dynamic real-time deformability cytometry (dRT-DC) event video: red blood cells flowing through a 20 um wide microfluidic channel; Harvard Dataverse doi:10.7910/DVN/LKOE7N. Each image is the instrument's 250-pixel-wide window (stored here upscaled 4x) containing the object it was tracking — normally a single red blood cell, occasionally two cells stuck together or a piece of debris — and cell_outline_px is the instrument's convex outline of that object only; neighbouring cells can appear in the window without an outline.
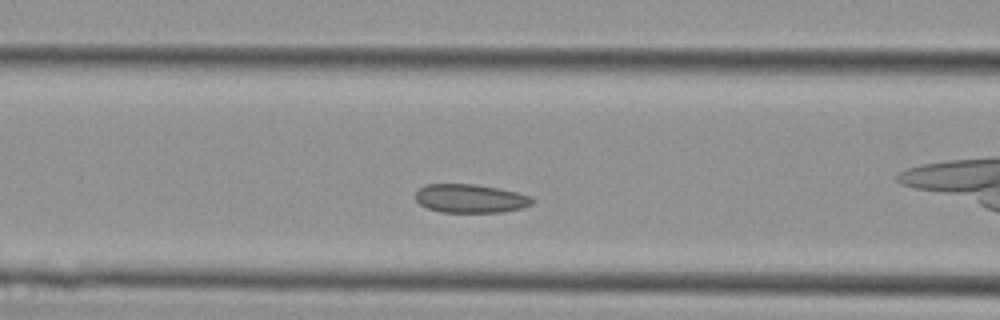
{"species": "Egyptian fruit bat (a non-hibernating species)", "species_latin": "Rousettus aegyptiacus", "temperature_condition": "cold", "stored_images_in_passage": 40, "camera_frame_rate_fps": 3000, "um_per_image_px": 0.085, "animal": {"sex": "female"}, "frame": {"image": 1, "passage_image": 13, "time_ms": 4.0, "image_size_px": [1000, 320], "cell_outline_px": [[536, 200], [532, 204], [520, 208], [500, 212], [440, 212], [428, 208], [420, 204], [416, 200], [416, 192], [424, 184], [476, 184], [516, 192], [532, 196]], "centroid_in_image_um": [39.99, 16.87], "position_along_channel_um": 126.6, "area_um2": 19.42}}
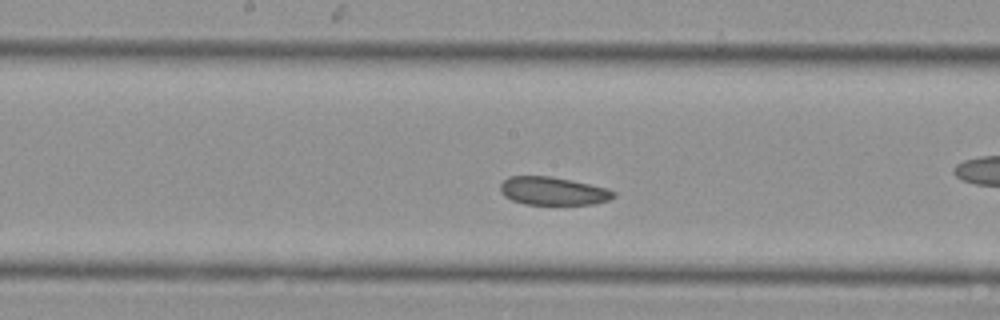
{"frame": {"image": 2, "passage_image": 18, "time_ms": 5.667, "image_size_px": [1000, 320], "cell_outline_px": [[616, 196], [608, 200], [592, 204], [524, 204], [512, 200], [504, 196], [500, 192], [500, 184], [508, 176], [552, 176], [572, 180], [608, 188], [616, 192]], "centroid_in_image_um": [47.0, 16.23], "position_along_channel_um": 201.2, "area_um2": 18.67}}
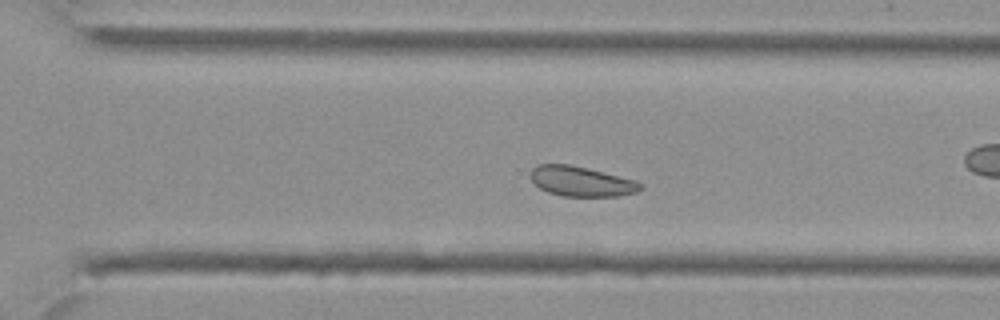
{"frame": {"image": 3, "passage_image": 26, "time_ms": 8.333, "image_size_px": [1000, 320], "cell_outline_px": [[644, 188], [636, 192], [620, 196], [560, 196], [548, 192], [540, 188], [532, 180], [532, 168], [536, 164], [568, 164], [588, 168], [636, 180], [644, 184]], "centroid_in_image_um": [49.45, 15.42], "position_along_channel_um": 321.1, "area_um2": 19.25}}